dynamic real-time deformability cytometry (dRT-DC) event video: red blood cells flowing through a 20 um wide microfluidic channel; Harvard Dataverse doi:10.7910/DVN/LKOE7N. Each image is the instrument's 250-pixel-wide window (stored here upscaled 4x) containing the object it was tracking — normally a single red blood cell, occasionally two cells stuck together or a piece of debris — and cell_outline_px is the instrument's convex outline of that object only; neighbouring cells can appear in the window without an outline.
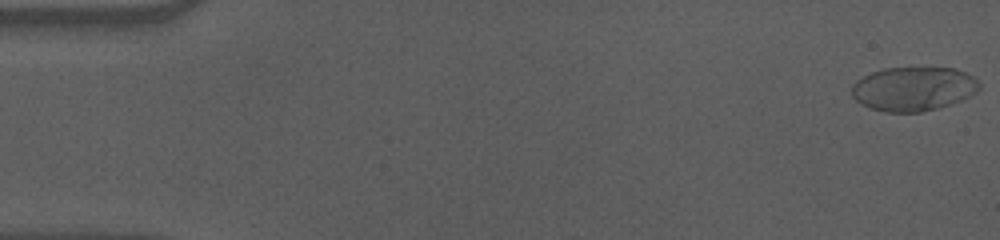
{"species": "human", "species_latin": "Homo sapiens", "temperature_condition": "cold", "stored_images_in_passage": 58, "camera_frame_rate_fps": 3000, "um_per_image_px": 0.085, "donor": {"sex": "male"}, "frame": {"image": 1, "passage_image": 1, "time_ms": 0.0, "image_size_px": [1000, 240], "cell_outline_px": [[980, 88], [976, 92], [952, 104], [920, 112], [884, 112], [868, 108], [856, 100], [852, 96], [852, 84], [856, 80], [872, 72], [884, 68], [956, 68], [972, 76], [980, 84]], "centroid_in_image_um": [77.61, 7.55], "position_along_channel_um": 7.4, "area_um2": 32.71}}
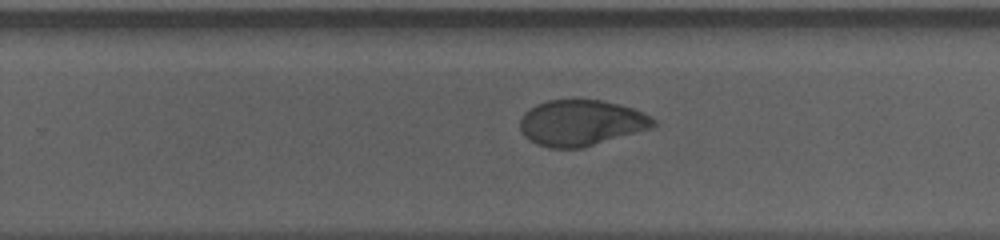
{"frame": {"image": 2, "passage_image": 37, "time_ms": 12.0, "image_size_px": [1000, 240], "cell_outline_px": [[656, 124], [652, 128], [580, 148], [548, 148], [536, 144], [528, 140], [520, 132], [520, 120], [524, 112], [528, 108], [536, 104], [548, 100], [600, 100], [632, 108], [656, 120]], "centroid_in_image_um": [49.33, 10.45], "position_along_channel_um": 280.5, "area_um2": 35.49}}
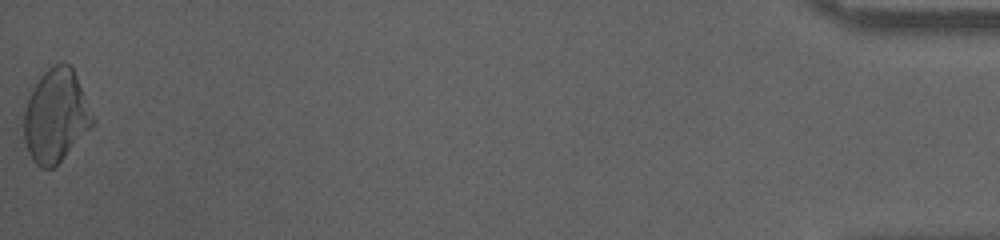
{"frame": {"image": 3, "passage_image": 58, "time_ms": 19.0, "image_size_px": [1000, 240], "cell_outline_px": [[96, 120], [92, 128], [52, 168], [40, 168], [32, 160], [28, 152], [24, 140], [24, 108], [28, 96], [32, 88], [40, 76], [52, 64], [64, 60], [72, 68], [76, 76]], "centroid_in_image_um": [4.74, 9.82], "position_along_channel_um": 430.5, "area_um2": 37.4}, "authors_computed_cell_mechanics": {"area_um2": 36.1828, "velocity_mm_per_s": 3.5352, "shape_relaxation_time_tau1_ms": 6.2972, "shape_relaxation_time_tau2_ms": 2.0082, "deformation_change_tau1": 0.1581, "deformation_change_tau2": 0.0422}}